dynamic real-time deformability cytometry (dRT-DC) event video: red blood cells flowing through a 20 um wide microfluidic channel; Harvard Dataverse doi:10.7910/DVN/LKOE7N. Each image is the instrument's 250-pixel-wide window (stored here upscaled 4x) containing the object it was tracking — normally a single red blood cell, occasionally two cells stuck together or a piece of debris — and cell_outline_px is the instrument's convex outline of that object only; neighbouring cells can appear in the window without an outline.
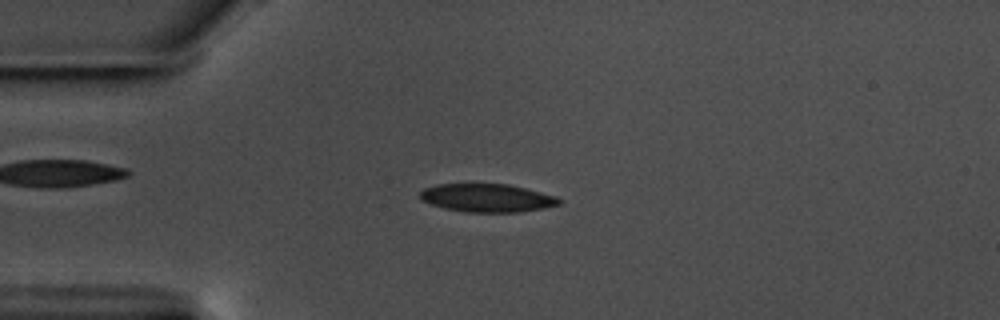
{"species": "common noctule bat (a hibernating species)", "species_latin": "Nyctalus noctula", "temperature_condition": "warm", "stored_images_in_passage": 56, "camera_frame_rate_fps": 3000, "um_per_image_px": 0.085, "animal": {"sex": "male", "body_mass_g": 17.5, "forearm_length_mm": 52.3}, "frame": {"image": 1, "passage_image": 14, "time_ms": 4.333, "image_size_px": [1000, 320], "cell_outline_px": [[564, 200], [560, 204], [544, 208], [520, 212], [464, 212], [444, 208], [420, 200], [420, 192], [424, 188], [436, 184], [508, 184], [556, 196]], "centroid_in_image_um": [41.41, 16.83], "position_along_channel_um": 43.6, "area_um2": 22.89}}
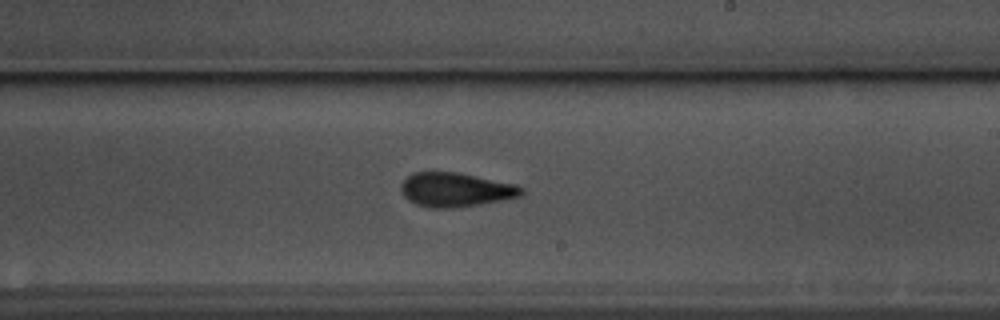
{"frame": {"image": 2, "passage_image": 33, "time_ms": 10.667, "image_size_px": [1000, 320], "cell_outline_px": [[524, 192], [520, 196], [480, 204], [448, 208], [432, 208], [416, 204], [408, 200], [404, 196], [400, 188], [400, 184], [412, 172], [456, 172], [516, 184], [524, 188]], "centroid_in_image_um": [38.71, 16.12], "position_along_channel_um": 250.3, "area_um2": 23.81}}
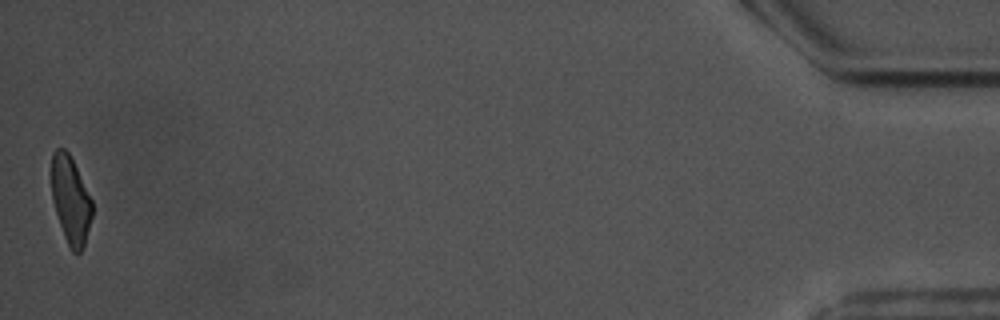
{"frame": {"image": 3, "passage_image": 56, "time_ms": 18.333, "image_size_px": [1000, 320], "cell_outline_px": [[92, 216], [84, 248], [80, 252], [72, 252], [64, 236], [52, 200], [52, 152], [56, 148], [64, 148], [68, 152], [92, 200]], "centroid_in_image_um": [6.01, 17.02], "position_along_channel_um": 429.2, "area_um2": 20.46}, "authors_computed_cell_mechanics": {"area_um2": 23.0333, "velocity_mm_per_s": 3.5936, "shape_relaxation_time_tau1_ms": 5.2131, "shape_relaxation_time_tau2_ms": 2.1353, "deformation_change_tau1": 0.16, "deformation_change_tau2": 0.0981}}